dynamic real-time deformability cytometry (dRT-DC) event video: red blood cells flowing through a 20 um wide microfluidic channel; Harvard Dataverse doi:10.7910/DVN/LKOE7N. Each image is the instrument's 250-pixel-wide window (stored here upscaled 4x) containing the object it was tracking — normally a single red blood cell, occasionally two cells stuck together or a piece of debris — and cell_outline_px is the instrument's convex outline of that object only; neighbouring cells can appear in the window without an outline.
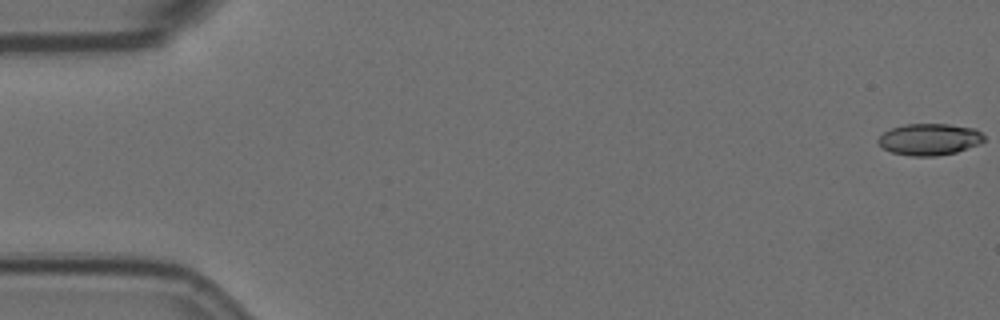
{"species": "Egyptian fruit bat (a non-hibernating species)", "species_latin": "Rousettus aegyptiacus", "temperature_condition": "room temperature", "stored_images_in_passage": 58, "camera_frame_rate_fps": 3000, "um_per_image_px": 0.085, "animal": {"sex": "female"}, "frame": {"image": 1, "passage_image": 1, "time_ms": 0.0, "image_size_px": [1000, 320], "cell_outline_px": [[984, 140], [980, 144], [956, 152], [936, 156], [912, 156], [892, 152], [884, 148], [876, 140], [884, 132], [892, 128], [908, 124], [948, 124], [976, 128], [984, 136]], "centroid_in_image_um": [79.03, 11.84], "position_along_channel_um": 6.0, "area_um2": 19.42}}
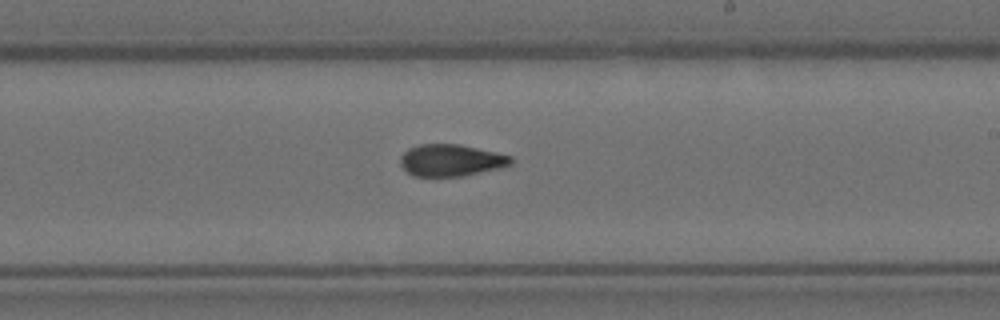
{"frame": {"image": 2, "passage_image": 34, "time_ms": 11.0, "image_size_px": [1000, 320], "cell_outline_px": [[512, 164], [500, 168], [464, 176], [412, 176], [400, 164], [400, 156], [408, 148], [420, 144], [460, 144], [496, 152], [512, 156]], "centroid_in_image_um": [38.33, 13.62], "position_along_channel_um": 250.7, "area_um2": 20.63}}
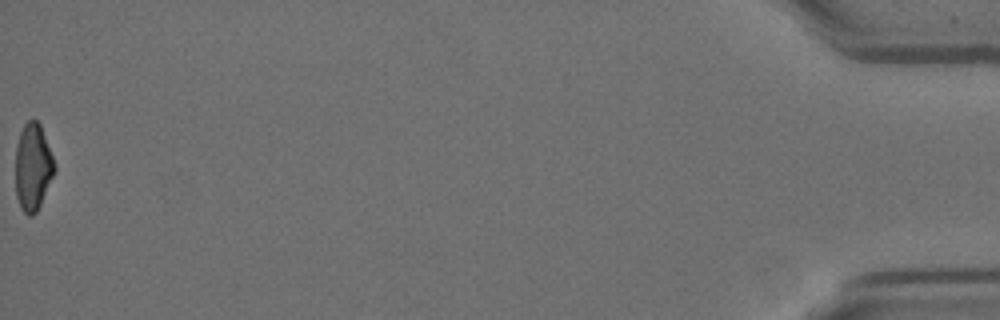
{"frame": {"image": 3, "passage_image": 58, "time_ms": 19.0, "image_size_px": [1000, 320], "cell_outline_px": [[56, 168], [40, 204], [36, 212], [32, 216], [28, 216], [20, 208], [16, 196], [16, 144], [20, 132], [24, 124], [28, 120], [36, 120], [40, 124], [52, 156]], "centroid_in_image_um": [2.77, 14.2], "position_along_channel_um": 432.4, "area_um2": 19.54}, "authors_computed_cell_mechanics": {"area_um2": 20.6057, "velocity_mm_per_s": 3.5758, "shape_relaxation_time_tau1_ms": null, "shape_relaxation_time_tau2_ms": 5.7172, "deformation_change_tau1": null, "deformation_change_tau2": 0.1206}}